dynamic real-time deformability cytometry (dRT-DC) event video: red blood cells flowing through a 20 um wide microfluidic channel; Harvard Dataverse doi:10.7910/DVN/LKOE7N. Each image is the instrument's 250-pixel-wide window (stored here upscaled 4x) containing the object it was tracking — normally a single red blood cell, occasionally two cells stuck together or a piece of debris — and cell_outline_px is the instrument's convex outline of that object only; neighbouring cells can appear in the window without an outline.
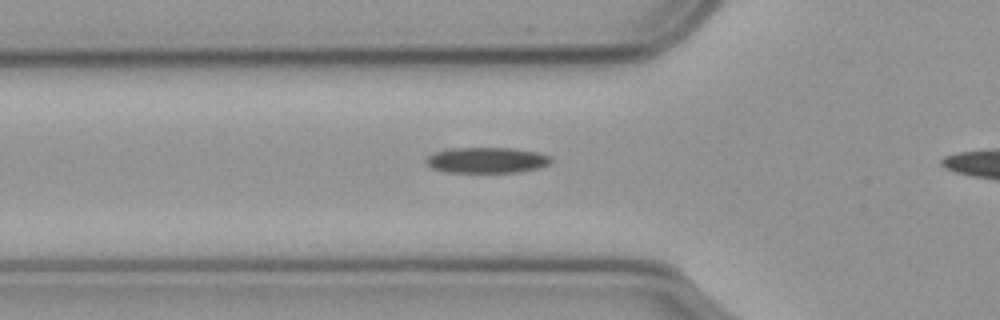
{"species": "common noctule bat (a hibernating species)", "species_latin": "Nyctalus noctula", "temperature_condition": "cold", "stored_images_in_passage": 31, "camera_frame_rate_fps": 3000, "um_per_image_px": 0.085, "animal": {"sex": "male", "body_mass_g": 23.1, "forearm_length_mm": 52.7}, "frame": {"image": 1, "passage_image": 4, "time_ms": 1.0, "image_size_px": [1000, 320], "cell_outline_px": [[552, 160], [548, 164], [540, 168], [520, 172], [448, 172], [432, 168], [428, 164], [428, 156], [436, 152], [452, 148], [512, 148], [536, 152], [548, 156]], "centroid_in_image_um": [41.41, 13.62], "position_along_channel_um": 84.4, "area_um2": 18.44}}
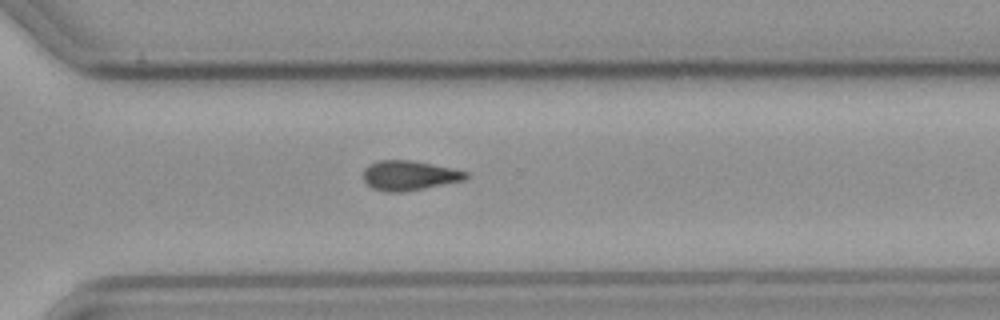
{"frame": {"image": 2, "passage_image": 25, "time_ms": 8.0, "image_size_px": [1000, 320], "cell_outline_px": [[468, 176], [464, 180], [404, 192], [384, 192], [372, 188], [364, 180], [364, 168], [368, 164], [380, 160], [412, 160], [468, 172]], "centroid_in_image_um": [34.74, 14.92], "position_along_channel_um": 335.9, "area_um2": 17.63}}
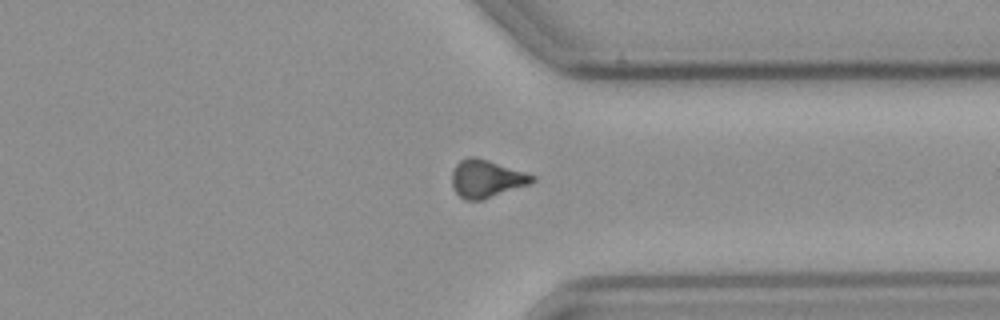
{"frame": {"image": 3, "passage_image": 28, "time_ms": 9.0, "image_size_px": [1000, 320], "cell_outline_px": [[536, 180], [528, 184], [484, 200], [464, 200], [452, 188], [452, 172], [456, 164], [460, 160], [468, 156], [476, 156], [536, 176]], "centroid_in_image_um": [41.31, 15.19], "position_along_channel_um": 370.1, "area_um2": 17.63}}